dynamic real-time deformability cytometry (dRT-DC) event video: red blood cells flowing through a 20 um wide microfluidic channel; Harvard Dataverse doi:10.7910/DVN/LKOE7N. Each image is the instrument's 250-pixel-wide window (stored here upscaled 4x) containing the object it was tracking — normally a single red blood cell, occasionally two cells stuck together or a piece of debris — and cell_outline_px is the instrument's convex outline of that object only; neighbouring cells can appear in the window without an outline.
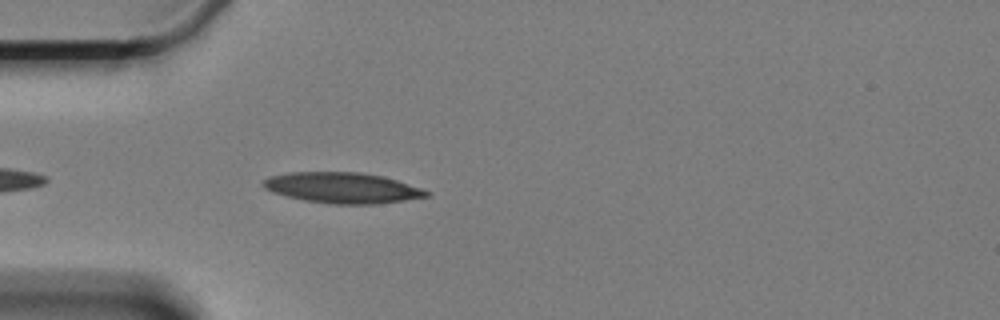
{"species": "Egyptian fruit bat (a non-hibernating species)", "species_latin": "Rousettus aegyptiacus", "temperature_condition": "cold", "stored_images_in_passage": 19, "camera_frame_rate_fps": 3000, "um_per_image_px": 0.085, "animal": {"sex": "female"}, "frame": {"image": 1, "passage_image": 4, "time_ms": 1.0, "image_size_px": [1000, 320], "cell_outline_px": [[432, 196], [376, 204], [332, 204], [304, 200], [288, 196], [264, 188], [260, 184], [268, 176], [288, 172], [360, 172], [384, 176], [432, 192]], "centroid_in_image_um": [29.12, 15.96], "position_along_channel_um": 55.9, "area_um2": 29.19}}
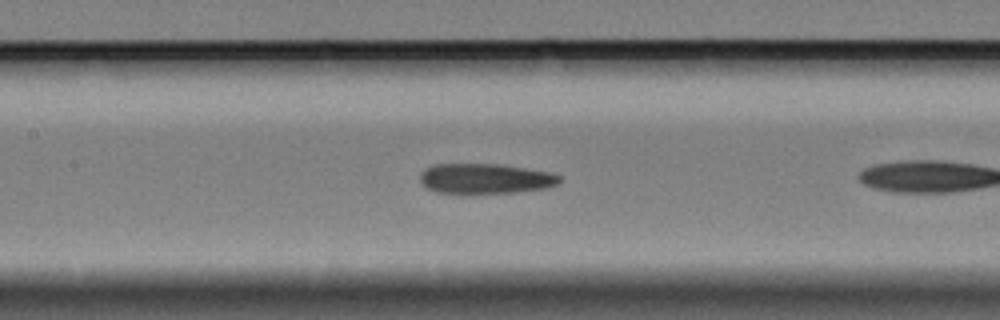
{"frame": {"image": 2, "passage_image": 11, "time_ms": 3.333, "image_size_px": [1000, 320], "cell_outline_px": [[560, 184], [548, 188], [516, 192], [468, 196], [436, 192], [424, 188], [420, 184], [420, 172], [424, 168], [432, 164], [504, 164], [552, 172], [560, 176]], "centroid_in_image_um": [41.21, 15.22], "position_along_channel_um": 166.2, "area_um2": 25.89}}
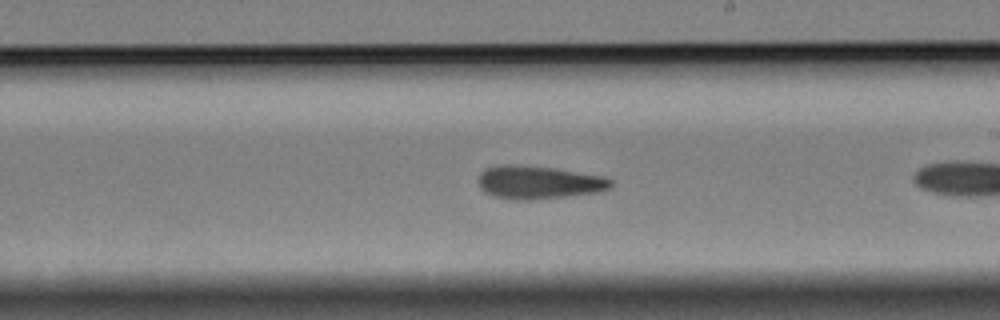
{"frame": {"image": 3, "passage_image": 18, "time_ms": 5.667, "image_size_px": [1000, 320], "cell_outline_px": [[612, 184], [608, 188], [600, 192], [528, 200], [516, 200], [496, 196], [484, 192], [480, 188], [480, 172], [484, 168], [504, 164], [512, 164], [556, 168], [604, 176], [612, 180]], "centroid_in_image_um": [45.79, 15.49], "position_along_channel_um": 243.2, "area_um2": 25.49}}